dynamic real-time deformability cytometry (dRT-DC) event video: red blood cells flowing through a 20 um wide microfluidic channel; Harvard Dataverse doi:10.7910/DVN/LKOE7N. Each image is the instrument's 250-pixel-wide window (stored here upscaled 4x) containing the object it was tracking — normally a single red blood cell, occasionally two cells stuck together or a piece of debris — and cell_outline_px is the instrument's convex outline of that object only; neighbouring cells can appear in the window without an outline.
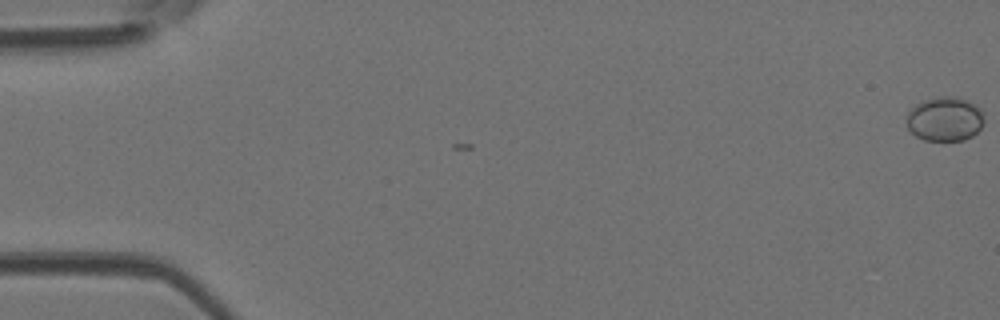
{"species": "Egyptian fruit bat (a non-hibernating species)", "species_latin": "Rousettus aegyptiacus", "temperature_condition": "room temperature", "stored_images_in_passage": 4, "camera_frame_rate_fps": 3000, "um_per_image_px": 0.085, "animal": {"sex": "female"}, "frame": {"image": 1, "passage_image": 1, "time_ms": 0.0, "image_size_px": [1000, 320], "cell_outline_px": [[984, 124], [972, 136], [964, 140], [924, 140], [916, 136], [908, 128], [904, 120], [908, 112], [916, 104], [924, 100], [940, 96], [952, 96], [976, 104], [984, 112]], "centroid_in_image_um": [80.31, 10.11], "position_along_channel_um": 4.7, "area_um2": 20.17}}